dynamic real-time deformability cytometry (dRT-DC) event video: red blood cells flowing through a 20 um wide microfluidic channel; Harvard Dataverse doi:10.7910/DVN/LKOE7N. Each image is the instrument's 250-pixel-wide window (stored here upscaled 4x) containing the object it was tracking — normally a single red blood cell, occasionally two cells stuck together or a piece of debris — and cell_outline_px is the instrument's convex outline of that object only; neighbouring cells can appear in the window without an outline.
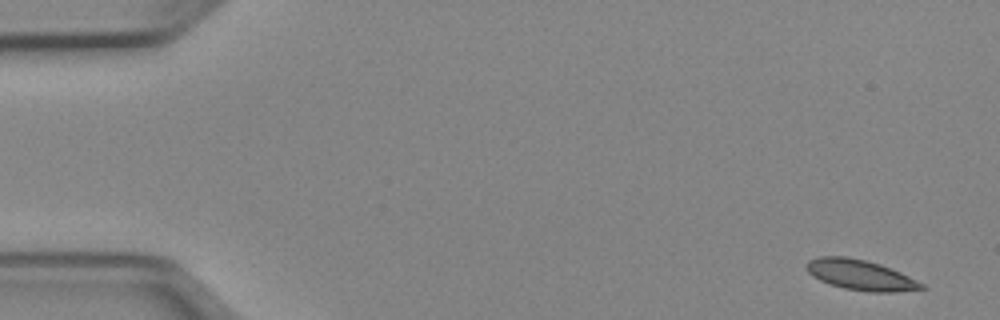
{"species": "Egyptian fruit bat (a non-hibernating species)", "species_latin": "Rousettus aegyptiacus", "temperature_condition": "cold", "stored_images_in_passage": 50, "camera_frame_rate_fps": 3000, "um_per_image_px": 0.085, "animal": {"sex": "female"}, "frame": {"image": 1, "passage_image": 1, "time_ms": 0.0, "image_size_px": [1000, 320], "cell_outline_px": [[924, 288], [892, 292], [868, 292], [844, 288], [828, 284], [812, 276], [808, 272], [808, 260], [820, 256], [848, 256], [880, 264], [900, 272], [924, 284]], "centroid_in_image_um": [73.11, 23.37], "position_along_channel_um": 11.9, "area_um2": 20.11}}
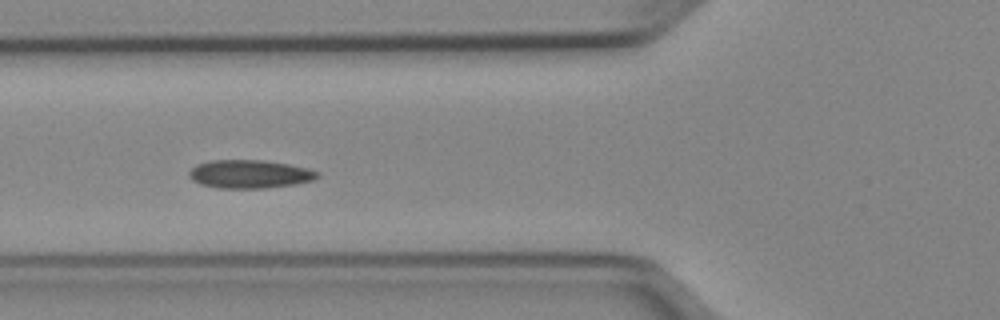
{"frame": {"image": 2, "passage_image": 18, "time_ms": 5.667, "image_size_px": [1000, 320], "cell_outline_px": [[320, 176], [312, 180], [296, 184], [264, 188], [220, 188], [200, 184], [192, 180], [188, 176], [188, 172], [196, 164], [212, 160], [264, 160], [288, 164], [308, 168], [320, 172]], "centroid_in_image_um": [21.22, 14.79], "position_along_channel_um": 104.6, "area_um2": 21.27}}
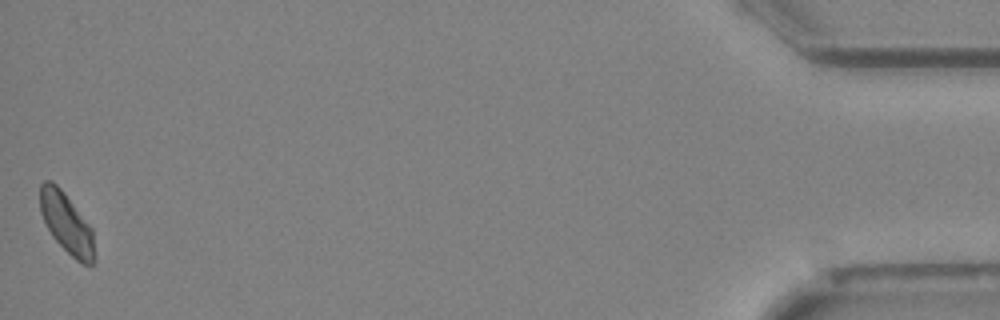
{"frame": {"image": 3, "passage_image": 50, "time_ms": 16.333, "image_size_px": [1000, 320], "cell_outline_px": [[96, 260], [92, 264], [84, 264], [76, 260], [52, 236], [40, 212], [40, 184], [44, 180], [52, 180], [64, 192], [92, 228]], "centroid_in_image_um": [5.67, 18.96], "position_along_channel_um": 429.5, "area_um2": 19.07}, "authors_computed_cell_mechanics": {"area_um2": 20.0277, "velocity_mm_per_s": 3.9187, "shape_relaxation_time_tau1_ms": 4.9033, "shape_relaxation_time_tau2_ms": 4.3952, "deformation_change_tau1": 0.0827, "deformation_change_tau2": 0.0537}}